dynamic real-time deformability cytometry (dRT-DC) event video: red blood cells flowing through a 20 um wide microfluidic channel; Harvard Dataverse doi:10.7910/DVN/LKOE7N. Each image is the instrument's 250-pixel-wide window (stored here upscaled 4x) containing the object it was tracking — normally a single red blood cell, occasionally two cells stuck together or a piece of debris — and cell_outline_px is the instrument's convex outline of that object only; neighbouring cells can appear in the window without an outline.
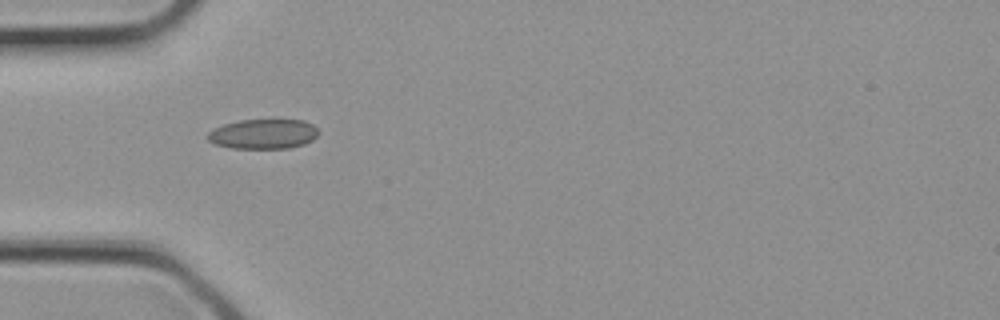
{"species": "common noctule bat (a hibernating species)", "species_latin": "Nyctalus noctula", "temperature_condition": "cold", "stored_images_in_passage": 2, "camera_frame_rate_fps": 3000, "um_per_image_px": 0.085, "animal": {"sex": "female", "body_mass_g": 21.9}, "frame": {"image": 1, "passage_image": 2, "time_ms": 0.333, "image_size_px": [1000, 320], "cell_outline_px": [[320, 132], [312, 140], [304, 144], [288, 148], [232, 148], [216, 144], [208, 140], [204, 136], [212, 128], [224, 124], [240, 120], [276, 116], [304, 120], [312, 124]], "centroid_in_image_um": [22.39, 11.32], "position_along_channel_um": 62.6, "area_um2": 20.23}}